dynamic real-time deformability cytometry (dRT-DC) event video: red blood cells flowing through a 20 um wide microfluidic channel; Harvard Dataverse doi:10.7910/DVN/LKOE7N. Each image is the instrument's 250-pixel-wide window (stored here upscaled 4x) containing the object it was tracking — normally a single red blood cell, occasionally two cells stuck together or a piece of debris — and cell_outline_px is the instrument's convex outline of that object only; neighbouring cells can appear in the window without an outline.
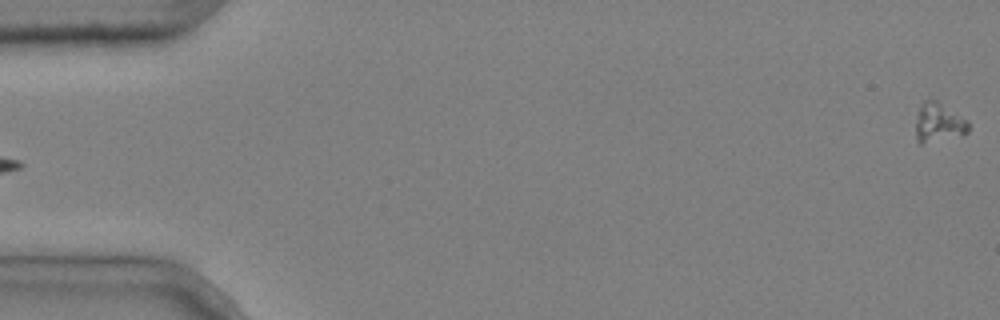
{"species": "common noctule bat (a hibernating species)", "species_latin": "Nyctalus noctula", "temperature_condition": "cold", "stored_images_in_passage": 5, "segment_of_instrument_passage": [2, 2], "camera_frame_rate_fps": 3000, "um_per_image_px": 0.085, "animal": {"sex": "male", "body_mass_g": 20.4}, "frame": {"image": 1, "passage_image": 5, "time_ms": 1.333, "image_size_px": [1000, 320], "cell_outline_px": [[968, 132], [964, 136], [920, 144], [916, 140], [916, 120], [920, 108], [924, 100], [936, 100], [968, 120]], "centroid_in_image_um": [79.8, 10.46], "position_along_channel_um": 5.2, "area_um2": 12.08}}